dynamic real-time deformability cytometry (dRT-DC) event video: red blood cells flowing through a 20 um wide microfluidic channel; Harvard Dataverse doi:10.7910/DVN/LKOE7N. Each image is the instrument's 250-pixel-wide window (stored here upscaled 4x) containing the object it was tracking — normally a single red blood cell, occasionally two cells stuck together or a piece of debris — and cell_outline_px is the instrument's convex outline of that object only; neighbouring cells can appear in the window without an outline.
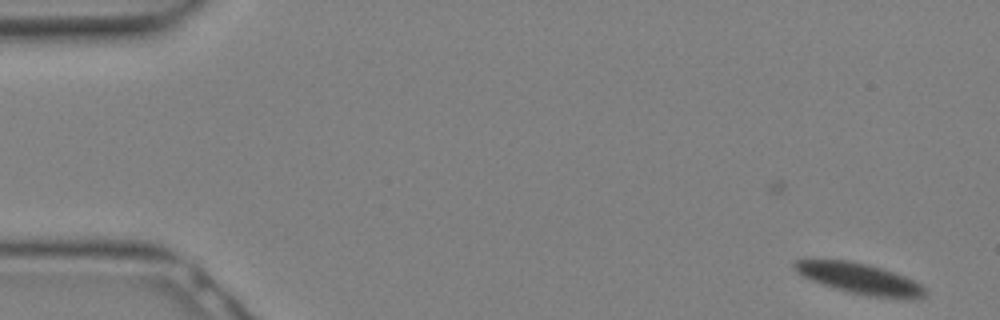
{"species": "Egyptian fruit bat (a non-hibernating species)", "species_latin": "Rousettus aegyptiacus", "temperature_condition": "warm", "stored_images_in_passage": 29, "camera_frame_rate_fps": 3000, "um_per_image_px": 0.085, "animal": {"sex": "female"}, "frame": {"image": 1, "passage_image": 1, "time_ms": 0.0, "image_size_px": [1000, 320], "cell_outline_px": [[928, 292], [924, 296], [912, 300], [908, 300], [872, 296], [848, 292], [812, 280], [796, 272], [792, 264], [796, 260], [804, 256], [848, 260], [868, 264], [904, 276], [920, 284]], "centroid_in_image_um": [73.0, 23.64], "position_along_channel_um": 12.0, "area_um2": 23.93}}
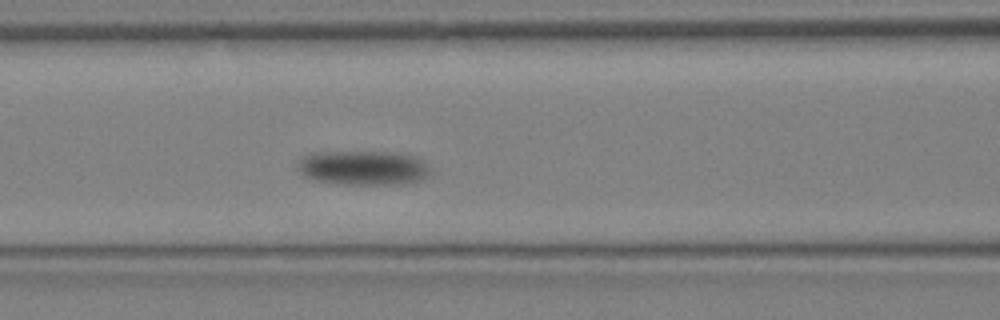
{"frame": {"image": 2, "passage_image": 15, "time_ms": 4.667, "image_size_px": [1000, 320], "cell_outline_px": [[432, 172], [428, 176], [420, 180], [408, 184], [340, 184], [312, 180], [296, 172], [296, 168], [300, 160], [304, 156], [316, 152], [400, 152], [416, 156], [424, 160], [428, 164]], "centroid_in_image_um": [30.91, 14.27], "position_along_channel_um": 135.7, "area_um2": 27.28}}
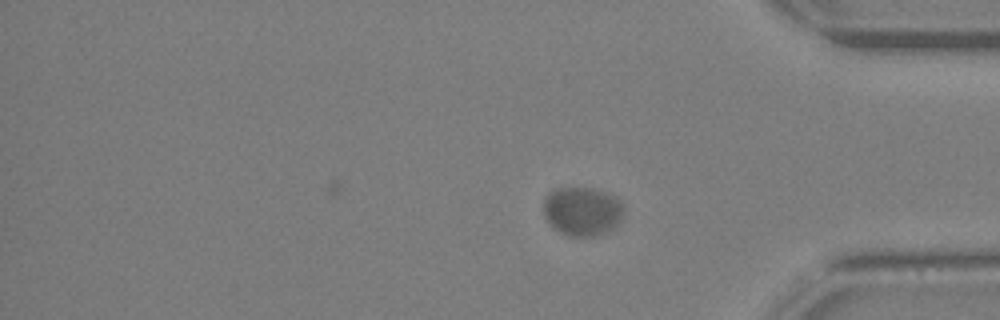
{"frame": {"image": 3, "passage_image": 29, "time_ms": 9.333, "image_size_px": [1000, 320], "cell_outline_px": [[624, 212], [620, 220], [612, 228], [604, 232], [592, 236], [568, 236], [560, 232], [544, 216], [544, 200], [548, 192], [552, 188], [592, 188], [616, 196], [620, 200], [624, 208]], "centroid_in_image_um": [49.49, 17.93], "position_along_channel_um": 385.7, "area_um2": 22.72}}